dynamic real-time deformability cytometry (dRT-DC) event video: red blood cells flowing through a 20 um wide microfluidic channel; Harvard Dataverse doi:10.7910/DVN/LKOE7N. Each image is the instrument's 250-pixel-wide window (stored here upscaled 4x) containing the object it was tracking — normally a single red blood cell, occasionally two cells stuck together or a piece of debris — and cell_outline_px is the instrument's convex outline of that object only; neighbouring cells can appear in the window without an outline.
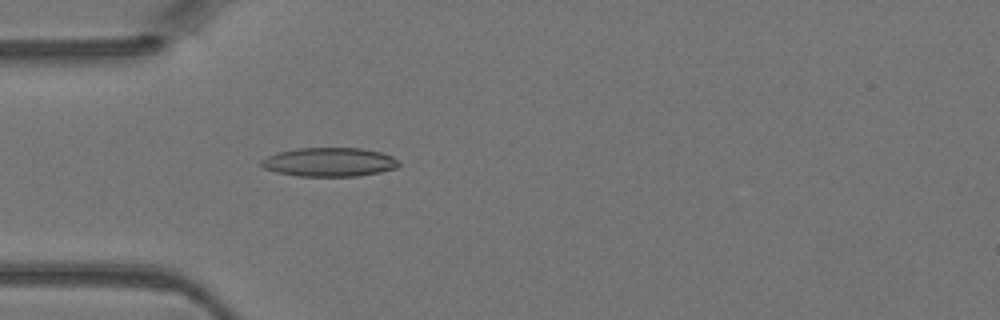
{"species": "Egyptian fruit bat (a non-hibernating species)", "species_latin": "Rousettus aegyptiacus", "temperature_condition": "warm", "stored_images_in_passage": 46, "camera_frame_rate_fps": 3000, "um_per_image_px": 0.085, "animal": {"sex": "female"}, "frame": {"image": 1, "passage_image": 14, "time_ms": 4.333, "image_size_px": [1000, 320], "cell_outline_px": [[400, 164], [396, 168], [380, 172], [356, 176], [296, 176], [276, 172], [264, 168], [260, 164], [260, 160], [276, 152], [296, 148], [360, 148], [380, 152], [392, 156], [400, 160]], "centroid_in_image_um": [27.98, 13.77], "position_along_channel_um": 57.0, "area_um2": 23.29}}
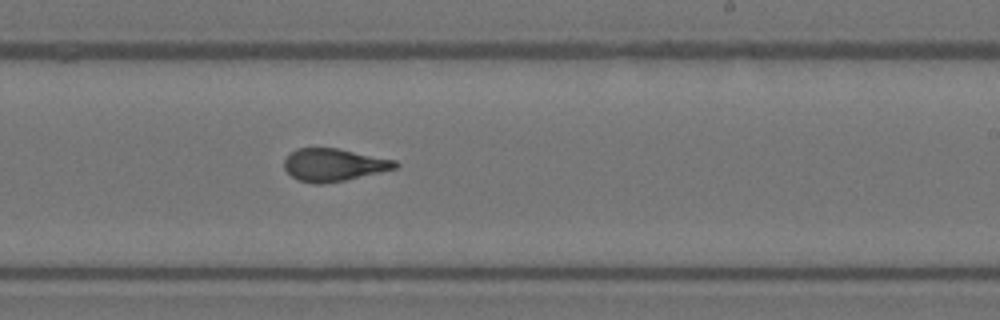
{"frame": {"image": 2, "passage_image": 28, "time_ms": 9.0, "image_size_px": [1000, 320], "cell_outline_px": [[400, 164], [396, 168], [380, 172], [344, 180], [324, 184], [312, 184], [296, 180], [284, 168], [284, 160], [296, 148], [336, 148], [396, 160]], "centroid_in_image_um": [28.35, 14.02], "position_along_channel_um": 260.7, "area_um2": 21.04}}
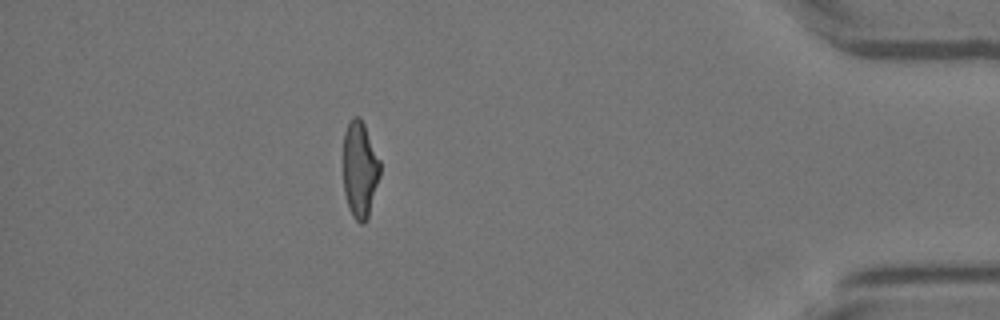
{"frame": {"image": 3, "passage_image": 41, "time_ms": 13.333, "image_size_px": [1000, 320], "cell_outline_px": [[380, 176], [368, 220], [364, 224], [360, 224], [352, 216], [348, 208], [344, 192], [344, 132], [352, 116], [360, 116], [364, 124], [380, 160]], "centroid_in_image_um": [30.6, 14.45], "position_along_channel_um": 404.6, "area_um2": 20.92}}